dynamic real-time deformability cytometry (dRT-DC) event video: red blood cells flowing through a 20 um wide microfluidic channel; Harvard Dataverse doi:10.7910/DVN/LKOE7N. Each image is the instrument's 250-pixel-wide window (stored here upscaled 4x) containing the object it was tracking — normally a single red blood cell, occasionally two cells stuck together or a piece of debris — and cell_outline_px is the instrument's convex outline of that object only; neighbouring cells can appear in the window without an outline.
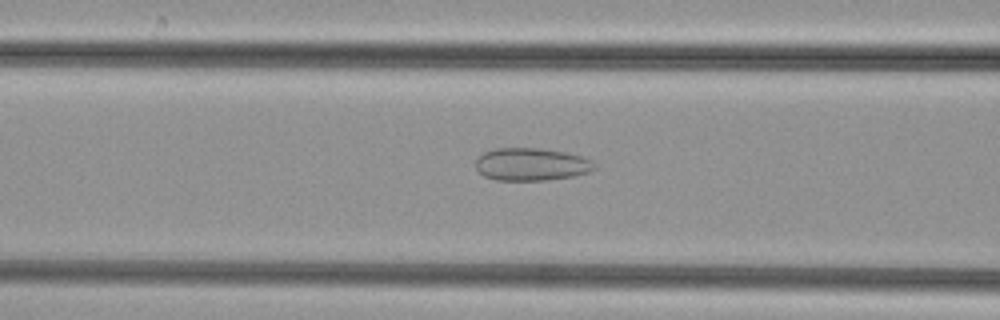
{"species": "common noctule bat (a hibernating species)", "species_latin": "Nyctalus noctula", "temperature_condition": "cold", "stored_images_in_passage": 50, "camera_frame_rate_fps": 3000, "um_per_image_px": 0.085, "animal": {"sex": "female", "body_mass_g": 29.2, "forearm_length_mm": 56.3}, "frame": {"image": 1, "passage_image": 20, "time_ms": 6.333, "image_size_px": [1000, 320], "cell_outline_px": [[596, 168], [588, 172], [572, 176], [548, 180], [496, 180], [484, 176], [476, 168], [476, 160], [484, 152], [496, 148], [540, 148], [564, 152], [580, 156], [596, 164]], "centroid_in_image_um": [45.14, 13.97], "position_along_channel_um": 121.5, "area_um2": 22.43}}
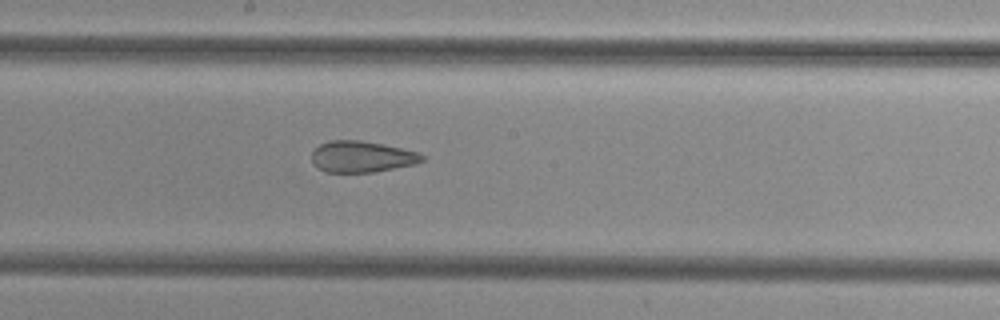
{"frame": {"image": 2, "passage_image": 27, "time_ms": 8.667, "image_size_px": [1000, 320], "cell_outline_px": [[424, 160], [416, 164], [376, 172], [324, 172], [316, 168], [312, 164], [312, 152], [320, 144], [328, 140], [360, 140], [384, 144], [420, 152], [424, 156]], "centroid_in_image_um": [30.75, 13.32], "position_along_channel_um": 217.4, "area_um2": 20.46}}
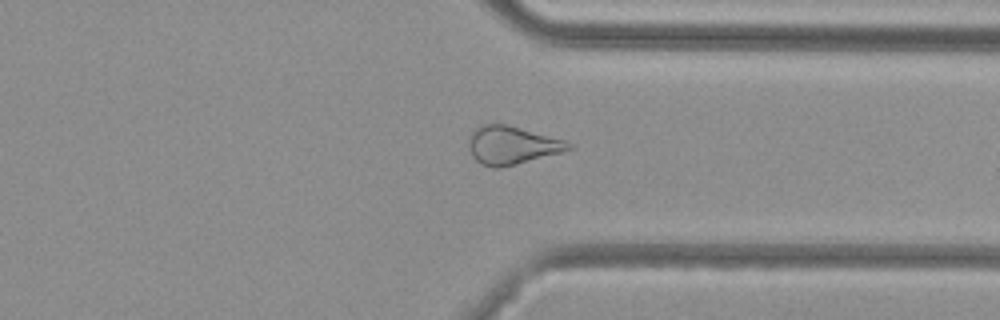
{"frame": {"image": 3, "passage_image": 38, "time_ms": 12.333, "image_size_px": [1000, 320], "cell_outline_px": [[572, 148], [564, 152], [500, 168], [492, 168], [480, 164], [472, 156], [468, 148], [468, 136], [480, 124], [504, 124], [520, 128], [564, 140], [572, 144]], "centroid_in_image_um": [43.47, 12.36], "position_along_channel_um": 367.9, "area_um2": 22.25}}